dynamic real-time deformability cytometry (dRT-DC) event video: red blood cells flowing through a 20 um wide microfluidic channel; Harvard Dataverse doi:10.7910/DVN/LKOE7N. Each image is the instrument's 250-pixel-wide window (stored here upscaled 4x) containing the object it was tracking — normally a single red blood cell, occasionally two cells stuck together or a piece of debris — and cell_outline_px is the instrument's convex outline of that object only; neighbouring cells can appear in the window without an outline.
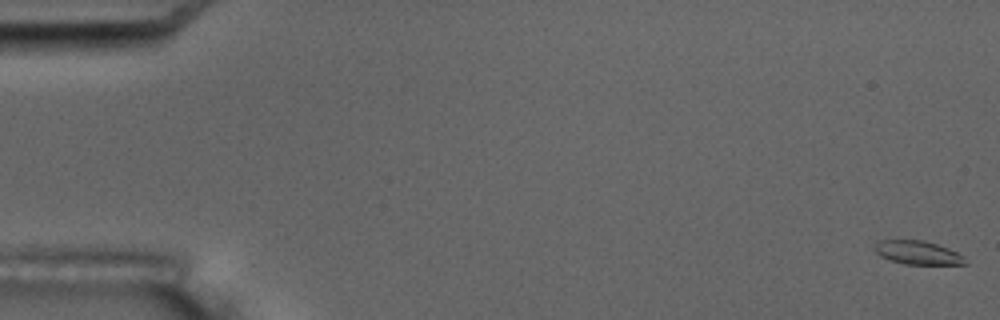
{"species": "common noctule bat (a hibernating species)", "species_latin": "Nyctalus noctula", "temperature_condition": "room temperature", "stored_images_in_passage": 7, "camera_frame_rate_fps": 3000, "um_per_image_px": 0.085, "animal": {"sex": "male", "body_mass_g": 17.5, "forearm_length_mm": 52.3}, "frame": {"image": 1, "passage_image": 1, "time_ms": 0.0, "image_size_px": [1000, 320], "cell_outline_px": [[968, 264], [904, 264], [880, 256], [876, 252], [876, 244], [880, 240], [924, 240], [948, 248], [964, 256]], "centroid_in_image_um": [78.04, 21.47], "position_along_channel_um": 7.0, "area_um2": 12.25}}
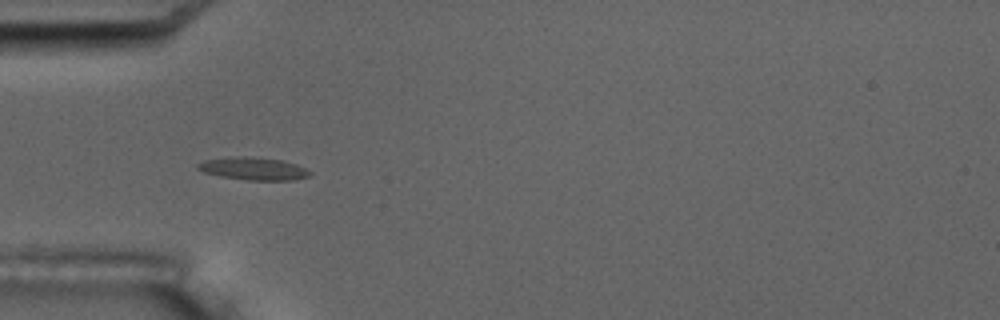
{"frame": {"image": 2, "passage_image": 6, "time_ms": 6.0, "image_size_px": [1000, 320], "cell_outline_px": [[312, 176], [292, 180], [248, 180], [220, 176], [204, 172], [196, 168], [196, 164], [204, 160], [236, 156], [244, 156], [284, 160], [296, 164], [312, 172]], "centroid_in_image_um": [21.56, 14.33], "position_along_channel_um": 63.4, "area_um2": 14.85}}